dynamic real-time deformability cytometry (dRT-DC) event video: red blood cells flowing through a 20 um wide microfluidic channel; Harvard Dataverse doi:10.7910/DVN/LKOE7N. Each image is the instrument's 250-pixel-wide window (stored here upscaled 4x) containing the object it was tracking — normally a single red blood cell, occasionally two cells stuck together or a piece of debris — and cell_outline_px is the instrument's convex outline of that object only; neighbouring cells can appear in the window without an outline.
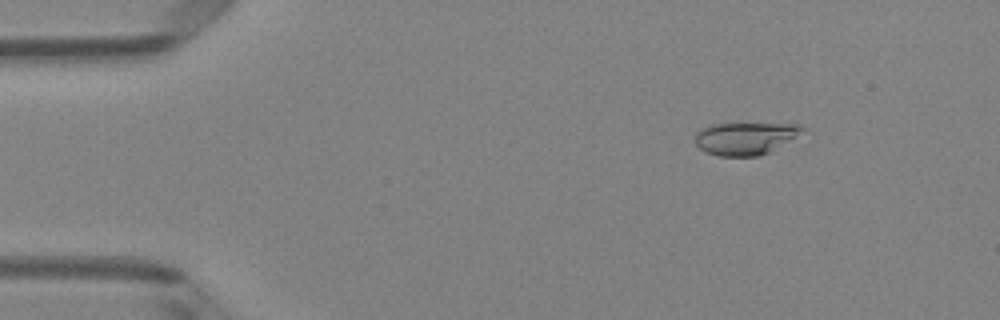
{"species": "Egyptian fruit bat (a non-hibernating species)", "species_latin": "Rousettus aegyptiacus", "temperature_condition": "room temperature", "stored_images_in_passage": 50, "camera_frame_rate_fps": 3000, "um_per_image_px": 0.085, "animal": {"sex": "female"}, "frame": {"image": 1, "passage_image": 7, "time_ms": 2.0, "image_size_px": [1000, 320], "cell_outline_px": [[804, 128], [796, 136], [772, 152], [760, 156], [716, 156], [700, 148], [696, 144], [696, 132], [712, 124], [800, 124]], "centroid_in_image_um": [63.35, 11.78], "position_along_channel_um": 21.6, "area_um2": 20.06}}
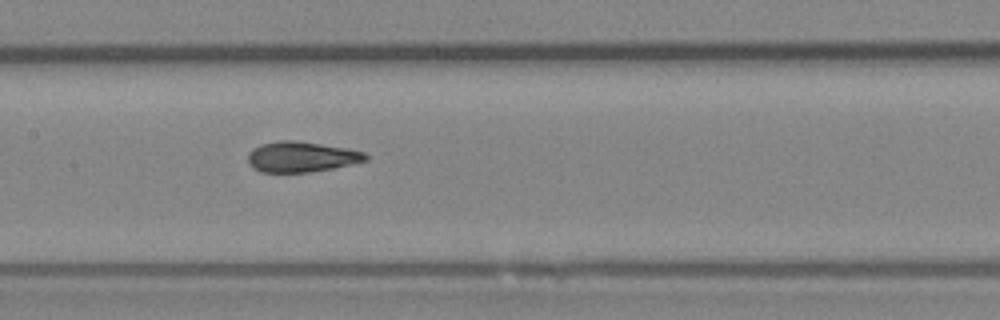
{"frame": {"image": 2, "passage_image": 25, "time_ms": 8.0, "image_size_px": [1000, 320], "cell_outline_px": [[368, 160], [332, 168], [308, 172], [260, 172], [252, 168], [248, 160], [248, 152], [252, 148], [260, 144], [280, 140], [296, 140], [344, 148], [364, 152], [368, 156]], "centroid_in_image_um": [25.56, 13.33], "position_along_channel_um": 181.8, "area_um2": 20.81}}
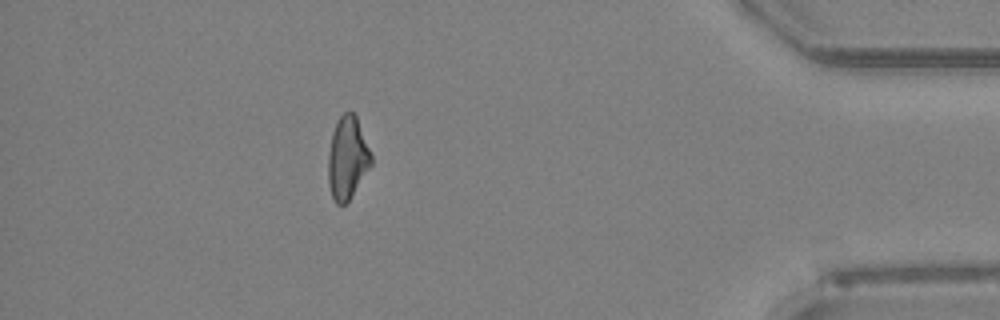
{"frame": {"image": 3, "passage_image": 45, "time_ms": 14.667, "image_size_px": [1000, 320], "cell_outline_px": [[372, 164], [348, 200], [344, 204], [336, 204], [332, 196], [328, 184], [328, 156], [332, 132], [336, 120], [344, 112], [352, 112], [356, 116], [372, 156]], "centroid_in_image_um": [29.51, 13.41], "position_along_channel_um": 405.7, "area_um2": 20.46}, "authors_computed_cell_mechanics": {"area_um2": 21.0392, "velocity_mm_per_s": 4.0632, "shape_relaxation_time_tau1_ms": 8.8466, "shape_relaxation_time_tau2_ms": 1.6637, "deformation_change_tau1": 0.2114, "deformation_change_tau2": 0.076}}